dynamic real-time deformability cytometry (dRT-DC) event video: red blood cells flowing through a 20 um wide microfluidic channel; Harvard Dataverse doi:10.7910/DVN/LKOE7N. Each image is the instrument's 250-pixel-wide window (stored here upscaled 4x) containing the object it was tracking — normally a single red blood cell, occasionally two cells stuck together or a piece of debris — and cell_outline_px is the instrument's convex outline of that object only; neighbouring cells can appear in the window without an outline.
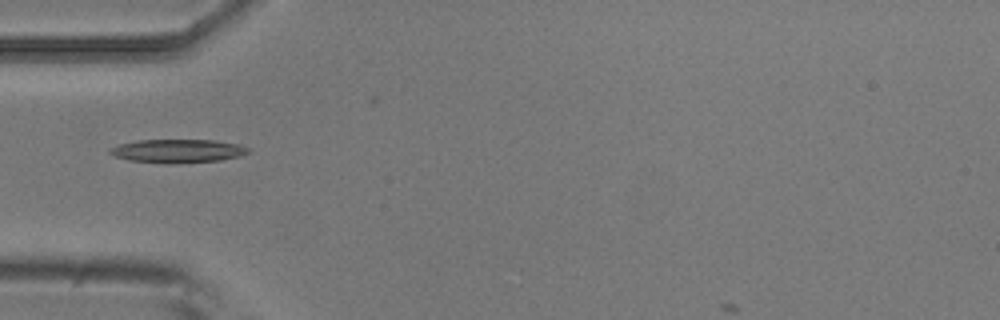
{"species": "common noctule bat (a hibernating species)", "species_latin": "Nyctalus noctula", "temperature_condition": "room temperature", "stored_images_in_passage": 2, "camera_frame_rate_fps": 3000, "um_per_image_px": 0.085, "animal": {"sex": "male", "body_mass_g": 20.5, "forearm_length_mm": 52.5}, "frame": {"image": 1, "passage_image": 2, "time_ms": 0.333, "image_size_px": [1000, 320], "cell_outline_px": [[248, 152], [240, 156], [220, 160], [128, 160], [116, 156], [108, 152], [108, 148], [120, 144], [136, 140], [216, 140], [240, 144], [248, 148]], "centroid_in_image_um": [15.12, 12.76], "position_along_channel_um": 69.9, "area_um2": 17.63}}